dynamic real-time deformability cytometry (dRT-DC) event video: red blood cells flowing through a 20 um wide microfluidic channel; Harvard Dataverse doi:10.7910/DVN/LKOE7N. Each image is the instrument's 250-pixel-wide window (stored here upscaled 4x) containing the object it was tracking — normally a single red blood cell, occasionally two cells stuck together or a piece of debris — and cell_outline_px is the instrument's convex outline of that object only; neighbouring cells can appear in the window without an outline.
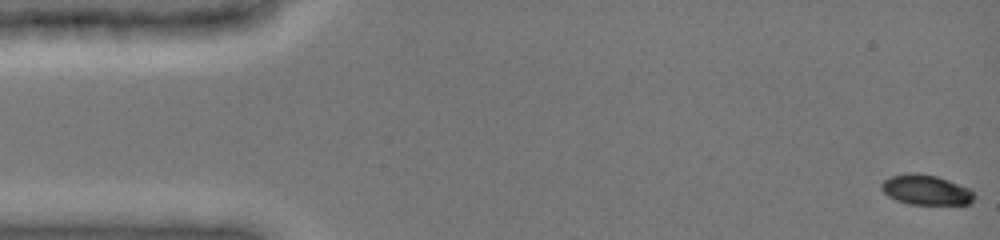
{"species": "common noctule bat (a hibernating species)", "species_latin": "Nyctalus noctula", "temperature_condition": "cold", "stored_images_in_passage": 48, "camera_frame_rate_fps": 3000, "um_per_image_px": 0.085, "animal": {"sex": "female", "body_mass_g": 19.0, "forearm_length_mm": 51.5}, "frame": {"image": 1, "passage_image": 1, "time_ms": 0.0, "image_size_px": [1000, 240], "cell_outline_px": [[976, 196], [968, 204], [912, 204], [896, 200], [888, 196], [880, 188], [880, 184], [884, 180], [892, 176], [936, 176], [948, 180], [968, 188]], "centroid_in_image_um": [78.72, 16.19], "position_along_channel_um": 6.3, "area_um2": 15.37}}
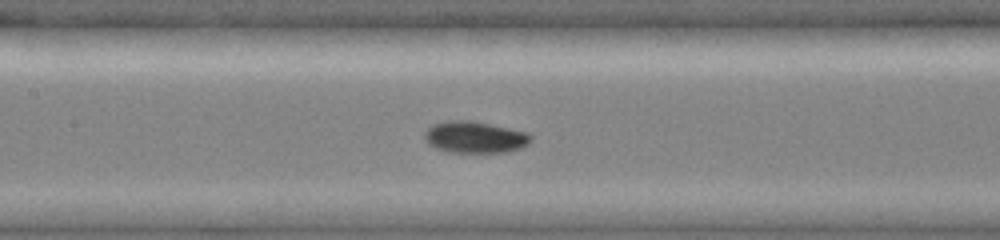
{"frame": {"image": 2, "passage_image": 23, "time_ms": 7.333, "image_size_px": [1000, 240], "cell_outline_px": [[532, 140], [528, 144], [520, 148], [508, 152], [448, 152], [436, 148], [428, 144], [424, 136], [424, 132], [432, 124], [444, 120], [472, 120], [528, 132], [532, 136]], "centroid_in_image_um": [40.36, 11.65], "position_along_channel_um": 167.0, "area_um2": 19.83}}
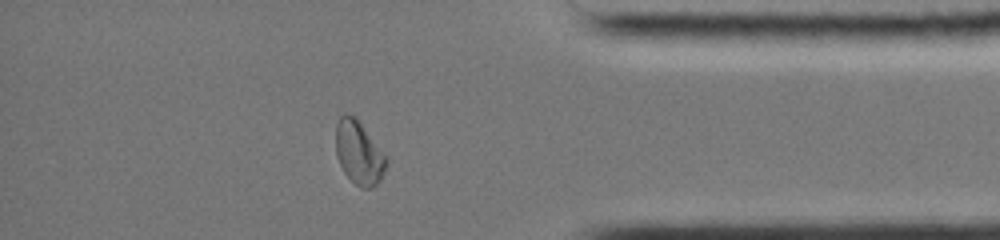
{"frame": {"image": 3, "passage_image": 42, "time_ms": 13.667, "image_size_px": [1000, 240], "cell_outline_px": [[388, 164], [380, 180], [372, 188], [360, 188], [344, 172], [336, 156], [336, 124], [340, 116], [344, 112], [356, 116], [388, 160]], "centroid_in_image_um": [30.49, 12.96], "position_along_channel_um": 404.7, "area_um2": 18.61}, "authors_computed_cell_mechanics": {"area_um2": 18.0336, "velocity_mm_per_s": 3.9449, "shape_relaxation_time_tau1_ms": 2.7844, "shape_relaxation_time_tau2_ms": 3.0189, "deformation_change_tau1": 0.1497, "deformation_change_tau2": 0.0534}}